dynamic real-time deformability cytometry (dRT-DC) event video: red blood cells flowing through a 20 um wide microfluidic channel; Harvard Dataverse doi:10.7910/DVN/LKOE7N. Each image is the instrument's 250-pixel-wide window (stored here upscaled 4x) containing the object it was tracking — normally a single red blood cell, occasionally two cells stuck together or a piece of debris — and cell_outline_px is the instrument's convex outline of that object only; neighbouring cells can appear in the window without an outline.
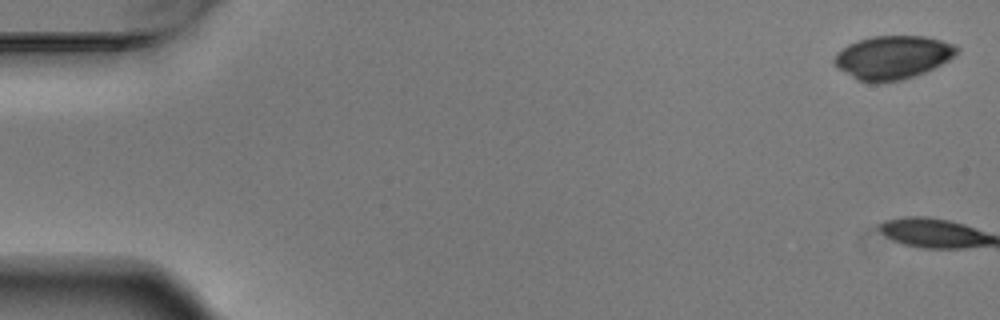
{"species": "Egyptian fruit bat (a non-hibernating species)", "species_latin": "Rousettus aegyptiacus", "temperature_condition": "warm", "stored_images_in_passage": 5, "camera_frame_rate_fps": 3000, "um_per_image_px": 0.085, "animal": {"sex": "male"}, "frame": {"image": 1, "passage_image": 1, "time_ms": 0.0, "image_size_px": [1000, 320], "cell_outline_px": [[960, 48], [948, 60], [916, 76], [900, 80], [876, 84], [856, 80], [840, 68], [832, 60], [836, 52], [848, 44], [872, 36], [924, 36], [956, 44]], "centroid_in_image_um": [75.86, 4.88], "position_along_channel_um": 9.1, "area_um2": 30.92}}